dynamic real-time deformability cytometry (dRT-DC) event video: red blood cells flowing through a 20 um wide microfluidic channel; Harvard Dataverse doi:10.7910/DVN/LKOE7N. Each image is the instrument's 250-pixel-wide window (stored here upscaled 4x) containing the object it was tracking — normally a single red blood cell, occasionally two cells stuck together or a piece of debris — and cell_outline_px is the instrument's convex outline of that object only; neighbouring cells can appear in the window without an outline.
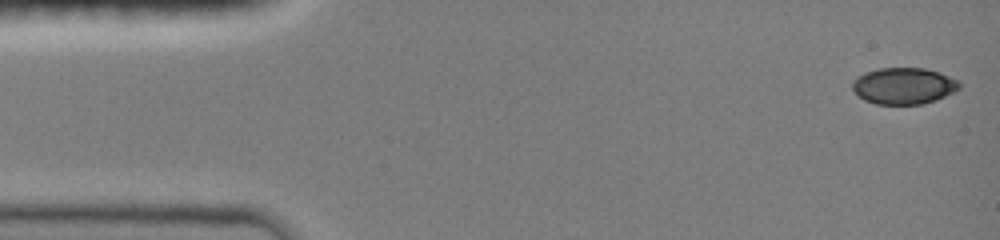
{"species": "common noctule bat (a hibernating species)", "species_latin": "Nyctalus noctula", "temperature_condition": "room temperature", "stored_images_in_passage": 47, "camera_frame_rate_fps": 3000, "um_per_image_px": 0.085, "animal": {"sex": "female", "body_mass_g": 19.0, "forearm_length_mm": 51.5}, "frame": {"image": 1, "passage_image": 1, "time_ms": 0.0, "image_size_px": [1000, 240], "cell_outline_px": [[960, 88], [936, 100], [924, 104], [876, 104], [864, 100], [852, 88], [852, 80], [856, 76], [864, 72], [880, 68], [924, 68], [940, 72], [960, 80]], "centroid_in_image_um": [76.82, 7.29], "position_along_channel_um": 8.2, "area_um2": 22.89}}
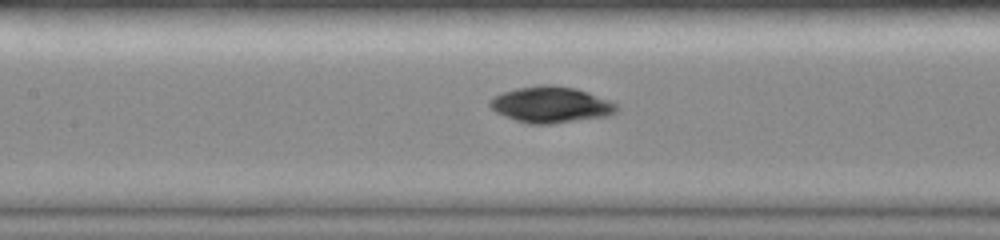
{"frame": {"image": 2, "passage_image": 21, "time_ms": 6.667, "image_size_px": [1000, 240], "cell_outline_px": [[620, 108], [616, 112], [608, 116], [552, 124], [528, 124], [504, 116], [496, 112], [488, 104], [488, 100], [504, 92], [516, 88], [536, 84], [552, 84], [576, 88], [588, 92], [608, 100], [616, 104]], "centroid_in_image_um": [46.82, 8.89], "position_along_channel_um": 160.6, "area_um2": 26.88}}
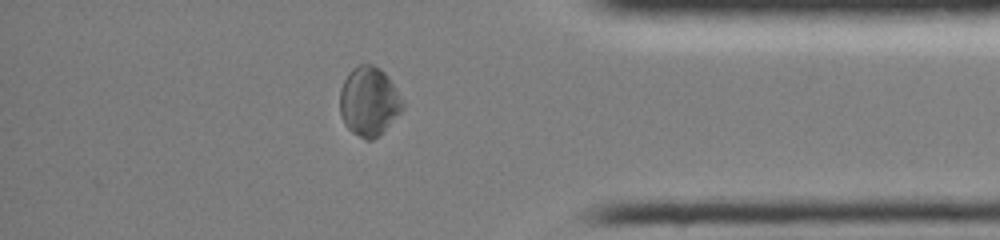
{"frame": {"image": 3, "passage_image": 40, "time_ms": 13.0, "image_size_px": [1000, 240], "cell_outline_px": [[404, 108], [372, 140], [364, 140], [352, 132], [344, 124], [340, 112], [340, 88], [348, 72], [352, 68], [360, 64], [372, 64], [380, 68], [388, 76], [404, 100]], "centroid_in_image_um": [31.34, 8.58], "position_along_channel_um": 403.9, "area_um2": 25.2}, "authors_computed_cell_mechanics": {"area_um2": 25.2586, "velocity_mm_per_s": 4.0141, "shape_relaxation_time_tau1_ms": 7.3224, "shape_relaxation_time_tau2_ms": null, "deformation_change_tau1": 0.1255, "deformation_change_tau2": null}}